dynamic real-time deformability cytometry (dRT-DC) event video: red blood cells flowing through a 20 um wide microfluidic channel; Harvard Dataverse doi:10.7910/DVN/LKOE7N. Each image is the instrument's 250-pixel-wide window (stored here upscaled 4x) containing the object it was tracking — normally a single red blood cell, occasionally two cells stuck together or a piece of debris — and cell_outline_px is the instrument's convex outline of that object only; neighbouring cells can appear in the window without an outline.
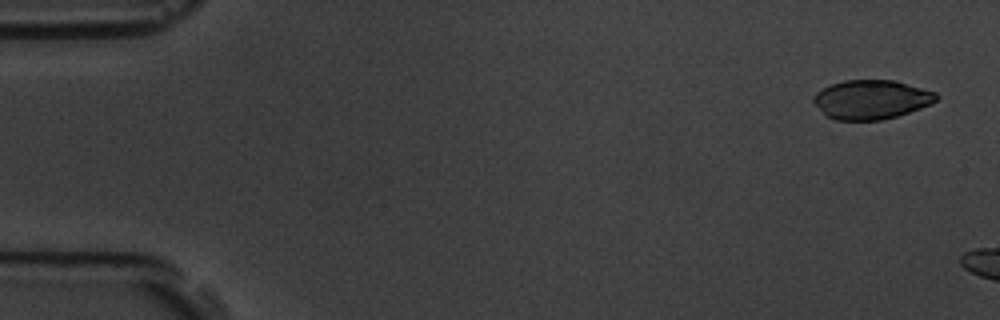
{"species": "common noctule bat (a hibernating species)", "species_latin": "Nyctalus noctula", "temperature_condition": "room temperature", "stored_images_in_passage": 4, "camera_frame_rate_fps": 3000, "um_per_image_px": 0.085, "animal": {"sex": "male", "body_mass_g": 19.5, "forearm_length_mm": 54.6}, "frame": {"image": 1, "passage_image": 1, "time_ms": 0.0, "image_size_px": [1000, 320], "cell_outline_px": [[940, 96], [936, 100], [920, 108], [896, 116], [880, 120], [836, 120], [824, 116], [812, 100], [812, 96], [816, 92], [832, 84], [844, 80], [896, 80], [936, 92]], "centroid_in_image_um": [74.03, 8.46], "position_along_channel_um": 11.0, "area_um2": 28.03}}